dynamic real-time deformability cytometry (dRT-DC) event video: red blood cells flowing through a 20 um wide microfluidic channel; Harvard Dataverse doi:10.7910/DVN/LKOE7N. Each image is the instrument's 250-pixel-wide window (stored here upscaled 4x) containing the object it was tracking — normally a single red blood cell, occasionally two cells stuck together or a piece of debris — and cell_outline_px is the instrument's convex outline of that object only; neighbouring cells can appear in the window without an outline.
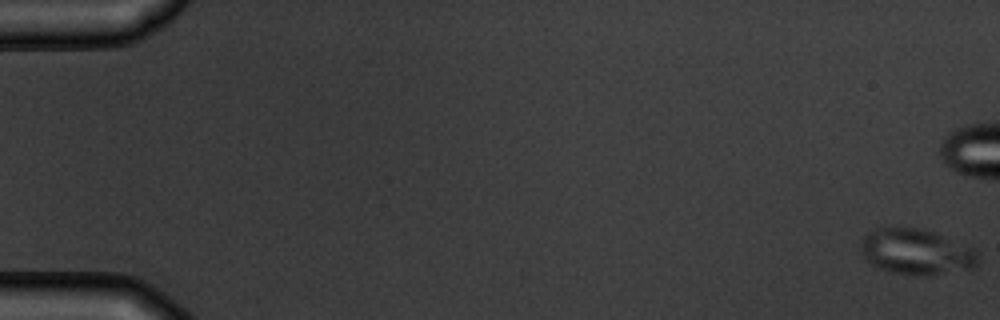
{"species": "common noctule bat (a hibernating species)", "species_latin": "Nyctalus noctula", "temperature_condition": "warm", "stored_images_in_passage": 6, "camera_frame_rate_fps": 3000, "um_per_image_px": 0.085, "animal": {"sex": "male", "body_mass_g": 19.5, "forearm_length_mm": 54.6}, "frame": {"image": 1, "passage_image": 6, "time_ms": 6.0, "image_size_px": [1000, 320], "cell_outline_px": [[980, 264], [976, 268], [928, 276], [892, 272], [880, 268], [864, 260], [860, 252], [860, 240], [868, 232], [876, 228], [920, 228], [932, 232], [972, 248], [980, 256]], "centroid_in_image_um": [77.88, 21.42], "position_along_channel_um": 7.1, "area_um2": 31.33}}